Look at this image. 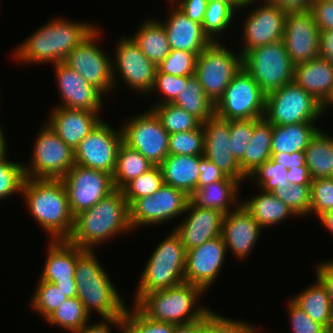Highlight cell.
<instances>
[{"instance_id":"6da1fadb","label":"cell","mask_w":333,"mask_h":333,"mask_svg":"<svg viewBox=\"0 0 333 333\" xmlns=\"http://www.w3.org/2000/svg\"><path fill=\"white\" fill-rule=\"evenodd\" d=\"M21 194L29 213L50 235L49 240L69 238L74 227V216L61 179L26 177Z\"/></svg>"},{"instance_id":"7a4b0ae2","label":"cell","mask_w":333,"mask_h":333,"mask_svg":"<svg viewBox=\"0 0 333 333\" xmlns=\"http://www.w3.org/2000/svg\"><path fill=\"white\" fill-rule=\"evenodd\" d=\"M133 231L129 204L121 190H115L89 210L74 217V227L67 239L70 243L94 250L96 245L120 233ZM119 233V234H118Z\"/></svg>"},{"instance_id":"3957f363","label":"cell","mask_w":333,"mask_h":333,"mask_svg":"<svg viewBox=\"0 0 333 333\" xmlns=\"http://www.w3.org/2000/svg\"><path fill=\"white\" fill-rule=\"evenodd\" d=\"M97 27L92 23L56 18L31 34L15 49L13 56L24 63H53L66 56Z\"/></svg>"},{"instance_id":"277c9868","label":"cell","mask_w":333,"mask_h":333,"mask_svg":"<svg viewBox=\"0 0 333 333\" xmlns=\"http://www.w3.org/2000/svg\"><path fill=\"white\" fill-rule=\"evenodd\" d=\"M205 291L188 282L144 294L134 305L149 319L176 325L190 324L205 318L212 309L197 305Z\"/></svg>"},{"instance_id":"5b68a950","label":"cell","mask_w":333,"mask_h":333,"mask_svg":"<svg viewBox=\"0 0 333 333\" xmlns=\"http://www.w3.org/2000/svg\"><path fill=\"white\" fill-rule=\"evenodd\" d=\"M77 298L85 310L96 311L103 318L124 317L126 303L112 284L108 273L97 260L93 250H86L76 263Z\"/></svg>"},{"instance_id":"8992f818","label":"cell","mask_w":333,"mask_h":333,"mask_svg":"<svg viewBox=\"0 0 333 333\" xmlns=\"http://www.w3.org/2000/svg\"><path fill=\"white\" fill-rule=\"evenodd\" d=\"M186 251L179 235L172 230L148 258L133 304L148 292L164 290L184 282Z\"/></svg>"},{"instance_id":"52a82bcc","label":"cell","mask_w":333,"mask_h":333,"mask_svg":"<svg viewBox=\"0 0 333 333\" xmlns=\"http://www.w3.org/2000/svg\"><path fill=\"white\" fill-rule=\"evenodd\" d=\"M327 109L294 81L266 95L264 117L273 125L315 123Z\"/></svg>"},{"instance_id":"ba28073f","label":"cell","mask_w":333,"mask_h":333,"mask_svg":"<svg viewBox=\"0 0 333 333\" xmlns=\"http://www.w3.org/2000/svg\"><path fill=\"white\" fill-rule=\"evenodd\" d=\"M242 67L266 95L294 78V65L283 40L247 51L242 56Z\"/></svg>"},{"instance_id":"9c48e42d","label":"cell","mask_w":333,"mask_h":333,"mask_svg":"<svg viewBox=\"0 0 333 333\" xmlns=\"http://www.w3.org/2000/svg\"><path fill=\"white\" fill-rule=\"evenodd\" d=\"M234 53L221 42H212L196 58L195 76L214 104L242 68V54Z\"/></svg>"},{"instance_id":"30bf717a","label":"cell","mask_w":333,"mask_h":333,"mask_svg":"<svg viewBox=\"0 0 333 333\" xmlns=\"http://www.w3.org/2000/svg\"><path fill=\"white\" fill-rule=\"evenodd\" d=\"M266 94L242 67L215 103V115L224 120L260 119Z\"/></svg>"},{"instance_id":"8fae6325","label":"cell","mask_w":333,"mask_h":333,"mask_svg":"<svg viewBox=\"0 0 333 333\" xmlns=\"http://www.w3.org/2000/svg\"><path fill=\"white\" fill-rule=\"evenodd\" d=\"M31 162L24 165L25 177L61 179L75 165L74 150L48 126H42L35 139ZM28 166V167H27Z\"/></svg>"},{"instance_id":"7c38bea8","label":"cell","mask_w":333,"mask_h":333,"mask_svg":"<svg viewBox=\"0 0 333 333\" xmlns=\"http://www.w3.org/2000/svg\"><path fill=\"white\" fill-rule=\"evenodd\" d=\"M99 29L97 27L88 37L79 43L66 56L63 62L78 72L88 84L93 85L106 96L107 93L114 90L113 59L109 58L98 47V44H96L100 37L99 35H101Z\"/></svg>"},{"instance_id":"4fadbf2b","label":"cell","mask_w":333,"mask_h":333,"mask_svg":"<svg viewBox=\"0 0 333 333\" xmlns=\"http://www.w3.org/2000/svg\"><path fill=\"white\" fill-rule=\"evenodd\" d=\"M129 120L121 127L123 142L159 166L169 155V133L151 109Z\"/></svg>"},{"instance_id":"5bb4252c","label":"cell","mask_w":333,"mask_h":333,"mask_svg":"<svg viewBox=\"0 0 333 333\" xmlns=\"http://www.w3.org/2000/svg\"><path fill=\"white\" fill-rule=\"evenodd\" d=\"M61 180L74 217L116 190L111 174L77 164Z\"/></svg>"},{"instance_id":"9a60e30c","label":"cell","mask_w":333,"mask_h":333,"mask_svg":"<svg viewBox=\"0 0 333 333\" xmlns=\"http://www.w3.org/2000/svg\"><path fill=\"white\" fill-rule=\"evenodd\" d=\"M189 201L185 192L163 183L155 194L138 198L129 206L131 227L135 230L142 225L167 223L183 215Z\"/></svg>"},{"instance_id":"2e32d148","label":"cell","mask_w":333,"mask_h":333,"mask_svg":"<svg viewBox=\"0 0 333 333\" xmlns=\"http://www.w3.org/2000/svg\"><path fill=\"white\" fill-rule=\"evenodd\" d=\"M122 142V129H114L101 120L74 150L75 164L113 175Z\"/></svg>"},{"instance_id":"e0dca14e","label":"cell","mask_w":333,"mask_h":333,"mask_svg":"<svg viewBox=\"0 0 333 333\" xmlns=\"http://www.w3.org/2000/svg\"><path fill=\"white\" fill-rule=\"evenodd\" d=\"M117 42L115 56H113L115 61L112 62L114 89L118 85L116 75L119 73V77L126 83L125 86L128 84V87H132L131 90L150 95L157 66L143 54L128 35Z\"/></svg>"},{"instance_id":"ac0fdd59","label":"cell","mask_w":333,"mask_h":333,"mask_svg":"<svg viewBox=\"0 0 333 333\" xmlns=\"http://www.w3.org/2000/svg\"><path fill=\"white\" fill-rule=\"evenodd\" d=\"M319 35L309 10L287 12L283 42L294 66L319 56Z\"/></svg>"},{"instance_id":"d6986e66","label":"cell","mask_w":333,"mask_h":333,"mask_svg":"<svg viewBox=\"0 0 333 333\" xmlns=\"http://www.w3.org/2000/svg\"><path fill=\"white\" fill-rule=\"evenodd\" d=\"M263 2L244 19L242 56L255 47L283 40L287 12L268 0Z\"/></svg>"},{"instance_id":"ffe728a7","label":"cell","mask_w":333,"mask_h":333,"mask_svg":"<svg viewBox=\"0 0 333 333\" xmlns=\"http://www.w3.org/2000/svg\"><path fill=\"white\" fill-rule=\"evenodd\" d=\"M41 280L55 284L67 298L77 297L75 281L77 259L86 251L68 240H51Z\"/></svg>"},{"instance_id":"44dd1931","label":"cell","mask_w":333,"mask_h":333,"mask_svg":"<svg viewBox=\"0 0 333 333\" xmlns=\"http://www.w3.org/2000/svg\"><path fill=\"white\" fill-rule=\"evenodd\" d=\"M227 248L221 236L186 251L184 279L206 291L216 280L226 259Z\"/></svg>"},{"instance_id":"7402d4cb","label":"cell","mask_w":333,"mask_h":333,"mask_svg":"<svg viewBox=\"0 0 333 333\" xmlns=\"http://www.w3.org/2000/svg\"><path fill=\"white\" fill-rule=\"evenodd\" d=\"M204 129V156L213 162L225 175L240 182L248 178L231 152L230 120L216 115L202 123Z\"/></svg>"},{"instance_id":"603a6c76","label":"cell","mask_w":333,"mask_h":333,"mask_svg":"<svg viewBox=\"0 0 333 333\" xmlns=\"http://www.w3.org/2000/svg\"><path fill=\"white\" fill-rule=\"evenodd\" d=\"M54 66L56 82L63 103L60 107L100 112L103 95L63 61Z\"/></svg>"},{"instance_id":"cb8c5ba5","label":"cell","mask_w":333,"mask_h":333,"mask_svg":"<svg viewBox=\"0 0 333 333\" xmlns=\"http://www.w3.org/2000/svg\"><path fill=\"white\" fill-rule=\"evenodd\" d=\"M185 213L186 218H183V221L181 220L173 229L179 235L186 250L221 236L224 214L220 211L196 206L190 200Z\"/></svg>"},{"instance_id":"d4e9b609","label":"cell","mask_w":333,"mask_h":333,"mask_svg":"<svg viewBox=\"0 0 333 333\" xmlns=\"http://www.w3.org/2000/svg\"><path fill=\"white\" fill-rule=\"evenodd\" d=\"M262 227L253 218L242 203L224 215L221 237L227 251L241 260L247 258L260 237Z\"/></svg>"},{"instance_id":"484cf974","label":"cell","mask_w":333,"mask_h":333,"mask_svg":"<svg viewBox=\"0 0 333 333\" xmlns=\"http://www.w3.org/2000/svg\"><path fill=\"white\" fill-rule=\"evenodd\" d=\"M47 119L48 126L60 139L75 150L79 143L102 120L100 112H91L56 106Z\"/></svg>"},{"instance_id":"4316f807","label":"cell","mask_w":333,"mask_h":333,"mask_svg":"<svg viewBox=\"0 0 333 333\" xmlns=\"http://www.w3.org/2000/svg\"><path fill=\"white\" fill-rule=\"evenodd\" d=\"M165 21V32L171 50L193 52L198 56L212 41L204 33L202 24L190 20L177 6H173Z\"/></svg>"},{"instance_id":"83f0119b","label":"cell","mask_w":333,"mask_h":333,"mask_svg":"<svg viewBox=\"0 0 333 333\" xmlns=\"http://www.w3.org/2000/svg\"><path fill=\"white\" fill-rule=\"evenodd\" d=\"M293 81L326 109L333 103V64L320 56L294 66Z\"/></svg>"},{"instance_id":"f1b7e54d","label":"cell","mask_w":333,"mask_h":333,"mask_svg":"<svg viewBox=\"0 0 333 333\" xmlns=\"http://www.w3.org/2000/svg\"><path fill=\"white\" fill-rule=\"evenodd\" d=\"M203 155H168L159 165L164 183L185 192L189 197L198 188L199 164Z\"/></svg>"},{"instance_id":"f546056e","label":"cell","mask_w":333,"mask_h":333,"mask_svg":"<svg viewBox=\"0 0 333 333\" xmlns=\"http://www.w3.org/2000/svg\"><path fill=\"white\" fill-rule=\"evenodd\" d=\"M240 183L239 180L227 176L222 181L197 188L190 196V200L196 206L215 209L226 215L232 210L231 206L237 208L241 204L237 198Z\"/></svg>"},{"instance_id":"4dcf8cb0","label":"cell","mask_w":333,"mask_h":333,"mask_svg":"<svg viewBox=\"0 0 333 333\" xmlns=\"http://www.w3.org/2000/svg\"><path fill=\"white\" fill-rule=\"evenodd\" d=\"M273 125L265 118L254 119V132L244 158L239 162L241 171L248 177L271 158Z\"/></svg>"},{"instance_id":"1f68e13d","label":"cell","mask_w":333,"mask_h":333,"mask_svg":"<svg viewBox=\"0 0 333 333\" xmlns=\"http://www.w3.org/2000/svg\"><path fill=\"white\" fill-rule=\"evenodd\" d=\"M131 38L143 54L158 66L170 53L164 25L157 19H147Z\"/></svg>"},{"instance_id":"d6a6232c","label":"cell","mask_w":333,"mask_h":333,"mask_svg":"<svg viewBox=\"0 0 333 333\" xmlns=\"http://www.w3.org/2000/svg\"><path fill=\"white\" fill-rule=\"evenodd\" d=\"M320 130L315 123L273 126L271 153L305 151L311 139Z\"/></svg>"},{"instance_id":"836d02e7","label":"cell","mask_w":333,"mask_h":333,"mask_svg":"<svg viewBox=\"0 0 333 333\" xmlns=\"http://www.w3.org/2000/svg\"><path fill=\"white\" fill-rule=\"evenodd\" d=\"M292 298L291 300L313 321L322 324L330 333L333 332V312L330 300L326 289L318 279Z\"/></svg>"},{"instance_id":"e575fe53","label":"cell","mask_w":333,"mask_h":333,"mask_svg":"<svg viewBox=\"0 0 333 333\" xmlns=\"http://www.w3.org/2000/svg\"><path fill=\"white\" fill-rule=\"evenodd\" d=\"M257 194L251 199H247L242 205L251 213L257 223L265 228L284 221L290 216H296L289 207L271 192Z\"/></svg>"},{"instance_id":"d590c367","label":"cell","mask_w":333,"mask_h":333,"mask_svg":"<svg viewBox=\"0 0 333 333\" xmlns=\"http://www.w3.org/2000/svg\"><path fill=\"white\" fill-rule=\"evenodd\" d=\"M305 154L312 179L333 178V136L320 129L311 139Z\"/></svg>"},{"instance_id":"8d00e7d4","label":"cell","mask_w":333,"mask_h":333,"mask_svg":"<svg viewBox=\"0 0 333 333\" xmlns=\"http://www.w3.org/2000/svg\"><path fill=\"white\" fill-rule=\"evenodd\" d=\"M154 165L139 151L124 142L118 148L113 183L115 189L121 190L128 182L149 171Z\"/></svg>"},{"instance_id":"74e56055","label":"cell","mask_w":333,"mask_h":333,"mask_svg":"<svg viewBox=\"0 0 333 333\" xmlns=\"http://www.w3.org/2000/svg\"><path fill=\"white\" fill-rule=\"evenodd\" d=\"M197 117L202 123L215 115V104L205 92L195 75L190 76L179 96L172 102Z\"/></svg>"},{"instance_id":"f35d334b","label":"cell","mask_w":333,"mask_h":333,"mask_svg":"<svg viewBox=\"0 0 333 333\" xmlns=\"http://www.w3.org/2000/svg\"><path fill=\"white\" fill-rule=\"evenodd\" d=\"M90 317L83 303L77 297H72L66 299L45 320L51 325L68 330L70 333H76L89 323Z\"/></svg>"},{"instance_id":"ab89813d","label":"cell","mask_w":333,"mask_h":333,"mask_svg":"<svg viewBox=\"0 0 333 333\" xmlns=\"http://www.w3.org/2000/svg\"><path fill=\"white\" fill-rule=\"evenodd\" d=\"M150 109L169 134L190 131L202 125L197 117L173 103L153 105Z\"/></svg>"},{"instance_id":"60d3db41","label":"cell","mask_w":333,"mask_h":333,"mask_svg":"<svg viewBox=\"0 0 333 333\" xmlns=\"http://www.w3.org/2000/svg\"><path fill=\"white\" fill-rule=\"evenodd\" d=\"M235 10L227 3L219 0L207 2L202 22L204 33L212 42H218V36L227 30L234 19Z\"/></svg>"},{"instance_id":"b9f144b4","label":"cell","mask_w":333,"mask_h":333,"mask_svg":"<svg viewBox=\"0 0 333 333\" xmlns=\"http://www.w3.org/2000/svg\"><path fill=\"white\" fill-rule=\"evenodd\" d=\"M163 183L160 166H154L149 171L128 182L121 191L130 206L138 198L155 194Z\"/></svg>"},{"instance_id":"7bdbcfd3","label":"cell","mask_w":333,"mask_h":333,"mask_svg":"<svg viewBox=\"0 0 333 333\" xmlns=\"http://www.w3.org/2000/svg\"><path fill=\"white\" fill-rule=\"evenodd\" d=\"M311 185L289 184L284 188L276 187L270 192L284 202L298 217L311 213Z\"/></svg>"},{"instance_id":"ee69618b","label":"cell","mask_w":333,"mask_h":333,"mask_svg":"<svg viewBox=\"0 0 333 333\" xmlns=\"http://www.w3.org/2000/svg\"><path fill=\"white\" fill-rule=\"evenodd\" d=\"M132 307L131 311L130 307L125 309L123 333H174L176 324L151 320L134 304Z\"/></svg>"},{"instance_id":"f6af8a7d","label":"cell","mask_w":333,"mask_h":333,"mask_svg":"<svg viewBox=\"0 0 333 333\" xmlns=\"http://www.w3.org/2000/svg\"><path fill=\"white\" fill-rule=\"evenodd\" d=\"M38 281L36 291L30 303L32 309L46 319L68 298L55 284L41 279Z\"/></svg>"},{"instance_id":"bcb514c9","label":"cell","mask_w":333,"mask_h":333,"mask_svg":"<svg viewBox=\"0 0 333 333\" xmlns=\"http://www.w3.org/2000/svg\"><path fill=\"white\" fill-rule=\"evenodd\" d=\"M7 156L5 153L0 157V200L17 192L20 195L26 178L24 164L9 161Z\"/></svg>"},{"instance_id":"7dc6e473","label":"cell","mask_w":333,"mask_h":333,"mask_svg":"<svg viewBox=\"0 0 333 333\" xmlns=\"http://www.w3.org/2000/svg\"><path fill=\"white\" fill-rule=\"evenodd\" d=\"M204 129L169 134V155H203Z\"/></svg>"},{"instance_id":"c3c4849f","label":"cell","mask_w":333,"mask_h":333,"mask_svg":"<svg viewBox=\"0 0 333 333\" xmlns=\"http://www.w3.org/2000/svg\"><path fill=\"white\" fill-rule=\"evenodd\" d=\"M288 169H285L283 164L276 163L272 158L259 166L248 177H252L260 189L265 192H270L276 187L284 188L289 185L287 181Z\"/></svg>"},{"instance_id":"681fc988","label":"cell","mask_w":333,"mask_h":333,"mask_svg":"<svg viewBox=\"0 0 333 333\" xmlns=\"http://www.w3.org/2000/svg\"><path fill=\"white\" fill-rule=\"evenodd\" d=\"M197 56L190 51L171 50L169 55L157 66L161 73L176 76L195 75Z\"/></svg>"},{"instance_id":"f907efd6","label":"cell","mask_w":333,"mask_h":333,"mask_svg":"<svg viewBox=\"0 0 333 333\" xmlns=\"http://www.w3.org/2000/svg\"><path fill=\"white\" fill-rule=\"evenodd\" d=\"M311 215L317 217L333 210V178H316L311 181Z\"/></svg>"},{"instance_id":"816d5d0a","label":"cell","mask_w":333,"mask_h":333,"mask_svg":"<svg viewBox=\"0 0 333 333\" xmlns=\"http://www.w3.org/2000/svg\"><path fill=\"white\" fill-rule=\"evenodd\" d=\"M254 132V119L230 120L231 152L239 163L243 158Z\"/></svg>"},{"instance_id":"f5cc1de1","label":"cell","mask_w":333,"mask_h":333,"mask_svg":"<svg viewBox=\"0 0 333 333\" xmlns=\"http://www.w3.org/2000/svg\"><path fill=\"white\" fill-rule=\"evenodd\" d=\"M190 76H176L161 73L156 70L155 82L153 84L152 92L160 91L163 95V99L154 103V105H160L165 103H172L181 93L183 84H187V80Z\"/></svg>"},{"instance_id":"db71d44e","label":"cell","mask_w":333,"mask_h":333,"mask_svg":"<svg viewBox=\"0 0 333 333\" xmlns=\"http://www.w3.org/2000/svg\"><path fill=\"white\" fill-rule=\"evenodd\" d=\"M288 315L292 333H330L322 324L315 322L291 299L288 302Z\"/></svg>"},{"instance_id":"11a10c76","label":"cell","mask_w":333,"mask_h":333,"mask_svg":"<svg viewBox=\"0 0 333 333\" xmlns=\"http://www.w3.org/2000/svg\"><path fill=\"white\" fill-rule=\"evenodd\" d=\"M309 11L319 31L333 30V3L329 0H313Z\"/></svg>"},{"instance_id":"9f6ffc18","label":"cell","mask_w":333,"mask_h":333,"mask_svg":"<svg viewBox=\"0 0 333 333\" xmlns=\"http://www.w3.org/2000/svg\"><path fill=\"white\" fill-rule=\"evenodd\" d=\"M199 171L198 188L209 185L212 182L222 181L227 177L204 155L200 158Z\"/></svg>"},{"instance_id":"6f0895ef","label":"cell","mask_w":333,"mask_h":333,"mask_svg":"<svg viewBox=\"0 0 333 333\" xmlns=\"http://www.w3.org/2000/svg\"><path fill=\"white\" fill-rule=\"evenodd\" d=\"M207 2V0H175L172 4L176 5L190 20L202 24Z\"/></svg>"},{"instance_id":"680465c9","label":"cell","mask_w":333,"mask_h":333,"mask_svg":"<svg viewBox=\"0 0 333 333\" xmlns=\"http://www.w3.org/2000/svg\"><path fill=\"white\" fill-rule=\"evenodd\" d=\"M241 322L223 317L218 313L199 333H235Z\"/></svg>"},{"instance_id":"91938a15","label":"cell","mask_w":333,"mask_h":333,"mask_svg":"<svg viewBox=\"0 0 333 333\" xmlns=\"http://www.w3.org/2000/svg\"><path fill=\"white\" fill-rule=\"evenodd\" d=\"M316 279H318L326 292L328 293V297L330 300V305L333 312V260L320 263L316 270Z\"/></svg>"},{"instance_id":"94428289","label":"cell","mask_w":333,"mask_h":333,"mask_svg":"<svg viewBox=\"0 0 333 333\" xmlns=\"http://www.w3.org/2000/svg\"><path fill=\"white\" fill-rule=\"evenodd\" d=\"M110 324L120 328L119 332L121 331V333H123V317L103 318V321L101 320L100 322L95 324L92 323L91 325H88L87 323L76 333H111Z\"/></svg>"},{"instance_id":"6125c7cd","label":"cell","mask_w":333,"mask_h":333,"mask_svg":"<svg viewBox=\"0 0 333 333\" xmlns=\"http://www.w3.org/2000/svg\"><path fill=\"white\" fill-rule=\"evenodd\" d=\"M271 158L279 164H283L285 169L306 166L305 151L289 153H271Z\"/></svg>"},{"instance_id":"be15d7a7","label":"cell","mask_w":333,"mask_h":333,"mask_svg":"<svg viewBox=\"0 0 333 333\" xmlns=\"http://www.w3.org/2000/svg\"><path fill=\"white\" fill-rule=\"evenodd\" d=\"M319 56L333 64V30L320 31Z\"/></svg>"},{"instance_id":"e7e4bbea","label":"cell","mask_w":333,"mask_h":333,"mask_svg":"<svg viewBox=\"0 0 333 333\" xmlns=\"http://www.w3.org/2000/svg\"><path fill=\"white\" fill-rule=\"evenodd\" d=\"M287 181L291 184L311 185L312 177L307 166L288 169Z\"/></svg>"},{"instance_id":"03108f58","label":"cell","mask_w":333,"mask_h":333,"mask_svg":"<svg viewBox=\"0 0 333 333\" xmlns=\"http://www.w3.org/2000/svg\"><path fill=\"white\" fill-rule=\"evenodd\" d=\"M286 12L309 10L313 0H268Z\"/></svg>"},{"instance_id":"003e7915","label":"cell","mask_w":333,"mask_h":333,"mask_svg":"<svg viewBox=\"0 0 333 333\" xmlns=\"http://www.w3.org/2000/svg\"><path fill=\"white\" fill-rule=\"evenodd\" d=\"M218 313L211 311L205 318L185 325H176L174 333H199Z\"/></svg>"},{"instance_id":"a7ac6f4b","label":"cell","mask_w":333,"mask_h":333,"mask_svg":"<svg viewBox=\"0 0 333 333\" xmlns=\"http://www.w3.org/2000/svg\"><path fill=\"white\" fill-rule=\"evenodd\" d=\"M208 2L215 0H207ZM229 4L235 11L244 9V7H249L252 3L256 2V0H219ZM258 1V0H257ZM249 5V6H248Z\"/></svg>"},{"instance_id":"89a4df30","label":"cell","mask_w":333,"mask_h":333,"mask_svg":"<svg viewBox=\"0 0 333 333\" xmlns=\"http://www.w3.org/2000/svg\"><path fill=\"white\" fill-rule=\"evenodd\" d=\"M318 220H320L319 222H321V224L327 231L333 234V210L319 216Z\"/></svg>"},{"instance_id":"2644e50d","label":"cell","mask_w":333,"mask_h":333,"mask_svg":"<svg viewBox=\"0 0 333 333\" xmlns=\"http://www.w3.org/2000/svg\"><path fill=\"white\" fill-rule=\"evenodd\" d=\"M259 329L257 328L256 329V327L254 326L253 327V325H251V324H249V323H246V322H241L238 326H237V328H236V330H235V333H258L257 331H258Z\"/></svg>"},{"instance_id":"8c879c8a","label":"cell","mask_w":333,"mask_h":333,"mask_svg":"<svg viewBox=\"0 0 333 333\" xmlns=\"http://www.w3.org/2000/svg\"><path fill=\"white\" fill-rule=\"evenodd\" d=\"M3 128L0 125V157L3 156L7 149V143H6V137L4 136L5 134L3 133L4 131L2 130Z\"/></svg>"}]
</instances>
